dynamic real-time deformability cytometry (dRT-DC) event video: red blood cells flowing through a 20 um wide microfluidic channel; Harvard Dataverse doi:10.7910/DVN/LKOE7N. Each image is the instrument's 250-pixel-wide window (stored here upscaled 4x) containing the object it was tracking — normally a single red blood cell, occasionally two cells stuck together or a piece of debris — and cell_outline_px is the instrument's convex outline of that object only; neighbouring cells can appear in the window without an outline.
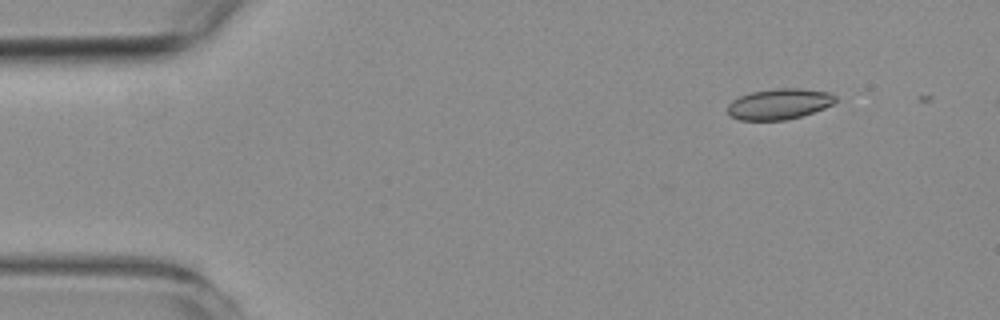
{"species": "common noctule bat (a hibernating species)", "species_latin": "Nyctalus noctula", "temperature_condition": "room temperature", "stored_images_in_passage": 2, "camera_frame_rate_fps": 3000, "um_per_image_px": 0.085, "animal": {"sex": "female", "body_mass_g": 19.3, "forearm_length_mm": 54.1}, "frame": {"image": 1, "passage_image": 1, "time_ms": 0.0, "image_size_px": [1000, 320], "cell_outline_px": [[836, 100], [832, 104], [824, 108], [800, 116], [784, 120], [740, 120], [732, 116], [728, 112], [728, 104], [732, 100], [740, 96], [752, 92], [776, 88], [800, 88], [832, 92], [836, 96]], "centroid_in_image_um": [66.25, 8.82], "position_along_channel_um": 18.8, "area_um2": 19.25}}